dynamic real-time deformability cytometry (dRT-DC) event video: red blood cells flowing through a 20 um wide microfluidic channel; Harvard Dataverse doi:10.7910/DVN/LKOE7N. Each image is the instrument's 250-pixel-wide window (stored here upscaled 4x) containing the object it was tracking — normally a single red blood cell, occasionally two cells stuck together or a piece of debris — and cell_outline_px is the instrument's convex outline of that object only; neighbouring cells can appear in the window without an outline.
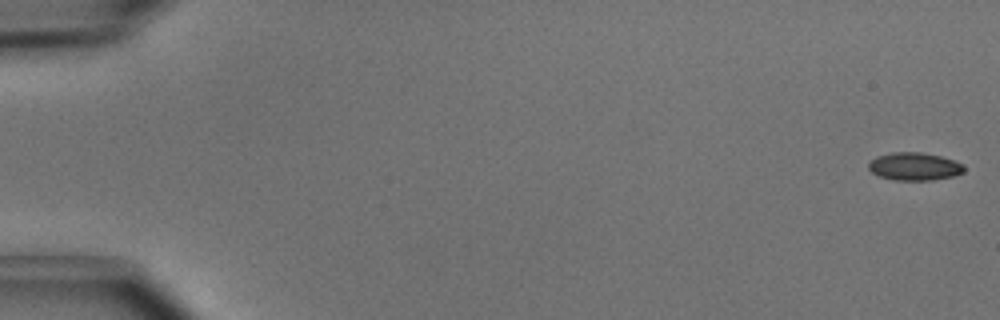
{"species": "common noctule bat (a hibernating species)", "species_latin": "Nyctalus noctula", "temperature_condition": "cold", "stored_images_in_passage": 50, "camera_frame_rate_fps": 3000, "um_per_image_px": 0.085, "animal": {"sex": "male", "body_mass_g": 15.6}, "frame": {"image": 1, "passage_image": 1, "time_ms": 0.0, "image_size_px": [1000, 320], "cell_outline_px": [[964, 172], [952, 176], [932, 180], [892, 180], [880, 176], [872, 172], [868, 168], [868, 164], [876, 156], [892, 152], [920, 152], [940, 156], [964, 164]], "centroid_in_image_um": [77.71, 14.15], "position_along_channel_um": 7.3, "area_um2": 15.43}}
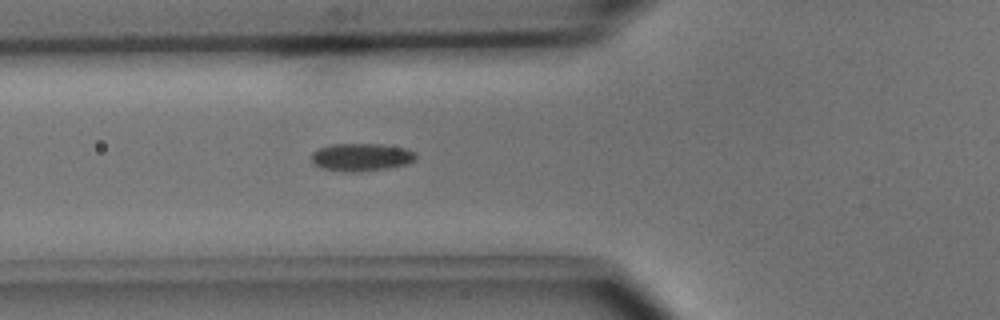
{"frame": {"image": 2, "passage_image": 19, "time_ms": 6.0, "image_size_px": [1000, 320], "cell_outline_px": [[416, 156], [412, 160], [404, 164], [388, 168], [360, 172], [344, 172], [320, 168], [312, 164], [312, 152], [320, 148], [332, 144], [380, 144], [404, 148], [416, 152]], "centroid_in_image_um": [30.65, 13.37], "position_along_channel_um": 95.1, "area_um2": 16.88}}
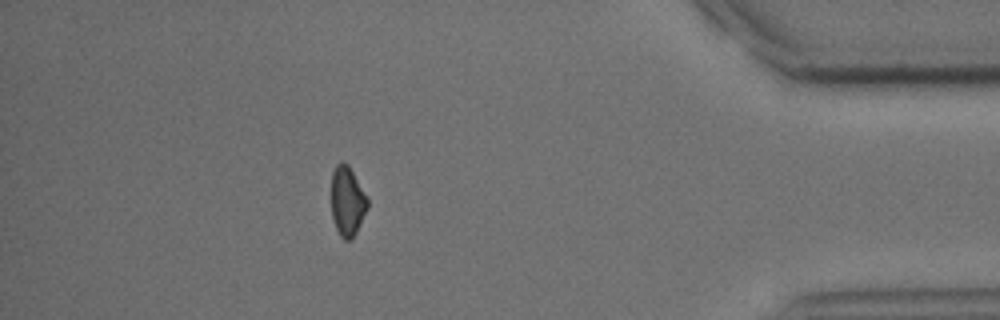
{"frame": {"image": 3, "passage_image": 45, "time_ms": 14.667, "image_size_px": [1000, 320], "cell_outline_px": [[368, 208], [352, 240], [344, 240], [340, 236], [336, 228], [332, 216], [332, 172], [336, 164], [340, 160], [344, 160], [348, 164], [368, 196]], "centroid_in_image_um": [29.53, 17.07], "position_along_channel_um": 405.7, "area_um2": 14.91}, "authors_computed_cell_mechanics": {"area_um2": 15.8661, "velocity_mm_per_s": 4.0421, "shape_relaxation_time_tau1_ms": 5.4048, "shape_relaxation_time_tau2_ms": 11.2272, "deformation_change_tau1": 0.0732, "deformation_change_tau2": 0.161}}